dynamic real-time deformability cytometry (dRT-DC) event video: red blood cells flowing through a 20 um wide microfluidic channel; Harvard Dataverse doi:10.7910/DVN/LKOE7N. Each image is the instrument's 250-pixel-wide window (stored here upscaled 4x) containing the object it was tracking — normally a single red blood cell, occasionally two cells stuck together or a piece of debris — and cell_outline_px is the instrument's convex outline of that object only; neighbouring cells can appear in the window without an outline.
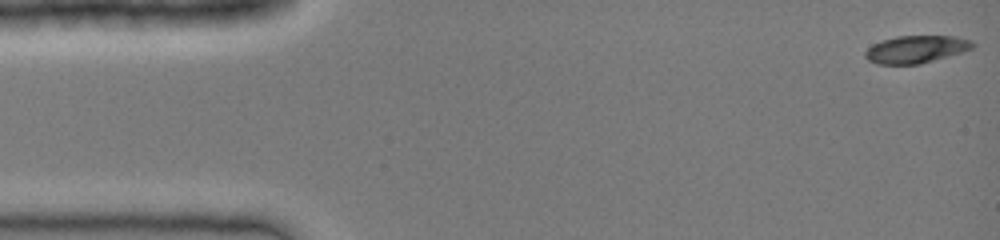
{"species": "common noctule bat (a hibernating species)", "species_latin": "Nyctalus noctula", "temperature_condition": "cold", "stored_images_in_passage": 41, "camera_frame_rate_fps": 3000, "um_per_image_px": 0.085, "animal": {"sex": "female", "body_mass_g": 19.0, "forearm_length_mm": 51.5}, "frame": {"image": 1, "passage_image": 1, "time_ms": 0.0, "image_size_px": [1000, 240], "cell_outline_px": [[976, 44], [972, 48], [960, 52], [920, 64], [876, 64], [868, 60], [864, 56], [864, 52], [872, 44], [896, 36], [956, 36], [972, 40]], "centroid_in_image_um": [77.84, 4.18], "position_along_channel_um": 7.2, "area_um2": 17.11}}
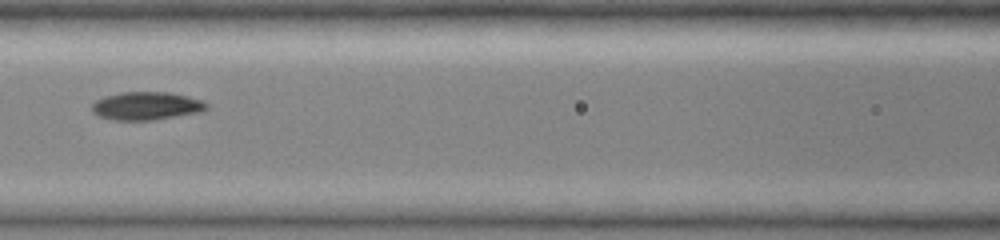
{"frame": {"image": 2, "passage_image": 18, "time_ms": 5.667, "image_size_px": [1000, 240], "cell_outline_px": [[208, 108], [200, 112], [152, 120], [116, 120], [100, 116], [92, 112], [92, 104], [96, 100], [104, 96], [120, 92], [168, 92], [188, 96], [200, 100], [208, 104]], "centroid_in_image_um": [12.43, 8.99], "position_along_channel_um": 154.2, "area_um2": 18.67}}
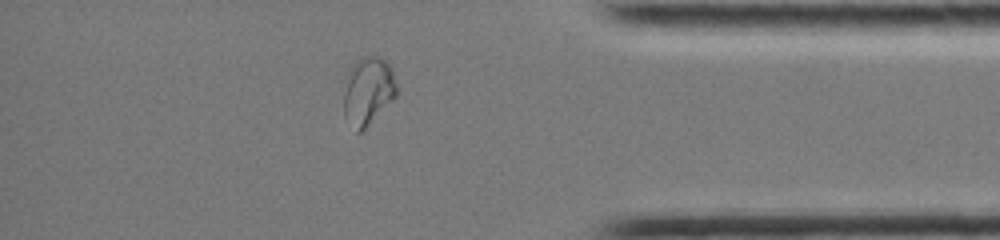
{"frame": {"image": 3, "passage_image": 35, "time_ms": 11.333, "image_size_px": [1000, 240], "cell_outline_px": [[396, 96], [360, 132], [356, 132], [344, 116], [344, 92], [348, 72], [352, 64], [356, 60], [364, 56], [380, 56], [392, 68], [396, 84]], "centroid_in_image_um": [31.27, 7.7], "position_along_channel_um": 403.9, "area_um2": 20.69}}